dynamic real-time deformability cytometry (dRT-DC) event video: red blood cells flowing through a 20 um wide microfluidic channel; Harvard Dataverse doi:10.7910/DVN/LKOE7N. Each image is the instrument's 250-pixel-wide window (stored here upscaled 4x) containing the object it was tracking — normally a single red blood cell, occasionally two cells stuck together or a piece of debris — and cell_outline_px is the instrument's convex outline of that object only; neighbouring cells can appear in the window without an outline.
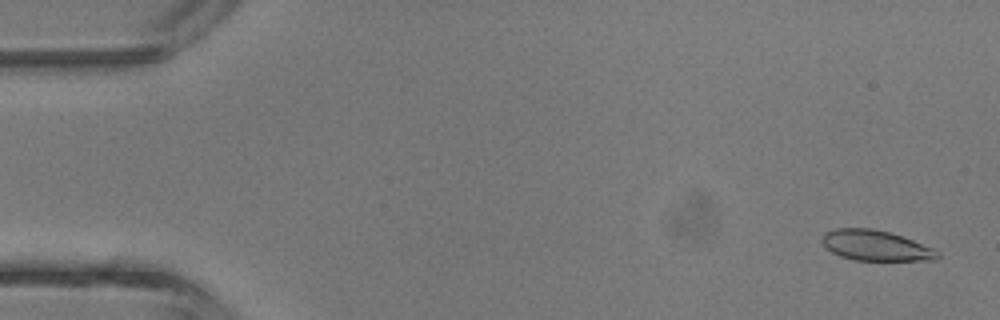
{"species": "common noctule bat (a hibernating species)", "species_latin": "Nyctalus noctula", "temperature_condition": "room temperature", "stored_images_in_passage": 3, "camera_frame_rate_fps": 3000, "um_per_image_px": 0.085, "animal": {"sex": "male", "body_mass_g": 13.3}, "frame": {"image": 1, "passage_image": 1, "time_ms": 0.0, "image_size_px": [1000, 320], "cell_outline_px": [[940, 256], [936, 260], [856, 260], [840, 256], [832, 252], [820, 240], [824, 232], [836, 228], [872, 228], [888, 232], [912, 240], [932, 248], [940, 252]], "centroid_in_image_um": [74.41, 20.87], "position_along_channel_um": 10.6, "area_um2": 20.29}}
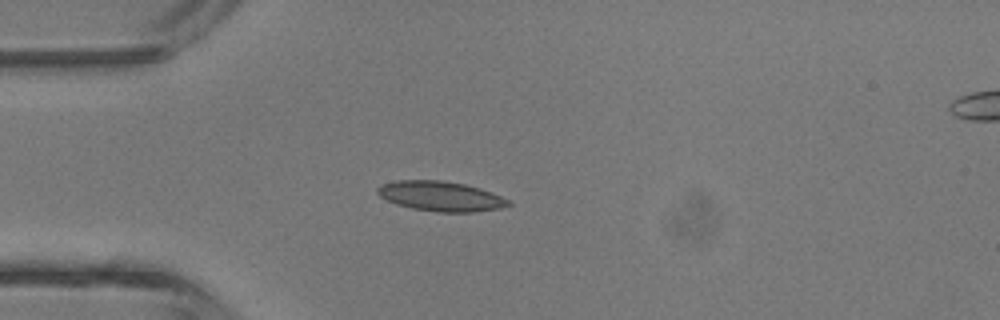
{"frame": {"image": 2, "passage_image": 3, "time_ms": 3.333, "image_size_px": [1000, 320], "cell_outline_px": [[512, 204], [500, 208], [472, 212], [436, 212], [412, 208], [396, 204], [380, 196], [376, 192], [376, 188], [380, 184], [396, 180], [440, 180], [464, 184], [480, 188], [492, 192], [508, 200]], "centroid_in_image_um": [37.43, 16.67], "position_along_channel_um": 47.6, "area_um2": 22.77}}